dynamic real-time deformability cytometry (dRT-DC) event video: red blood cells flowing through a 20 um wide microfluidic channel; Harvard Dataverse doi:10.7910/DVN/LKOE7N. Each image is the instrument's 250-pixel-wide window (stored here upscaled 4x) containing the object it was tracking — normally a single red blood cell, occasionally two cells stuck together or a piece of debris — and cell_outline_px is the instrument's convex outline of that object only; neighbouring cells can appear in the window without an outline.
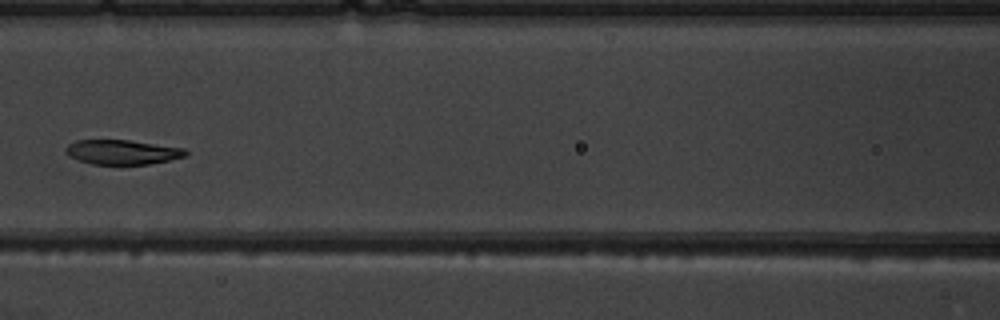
{"species": "common noctule bat (a hibernating species)", "species_latin": "Nyctalus noctula", "temperature_condition": "warm", "stored_images_in_passage": 6, "camera_frame_rate_fps": 3000, "um_per_image_px": 0.085, "animal": {"sex": "male", "body_mass_g": 19.5, "forearm_length_mm": 54.6}, "frame": {"image": 1, "passage_image": 5, "time_ms": 5.0, "image_size_px": [1000, 320], "cell_outline_px": [[188, 156], [148, 164], [92, 164], [68, 156], [64, 152], [64, 148], [68, 144], [76, 140], [128, 140], [184, 148], [188, 152]], "centroid_in_image_um": [10.37, 12.92], "position_along_channel_um": 156.2, "area_um2": 17.17}}
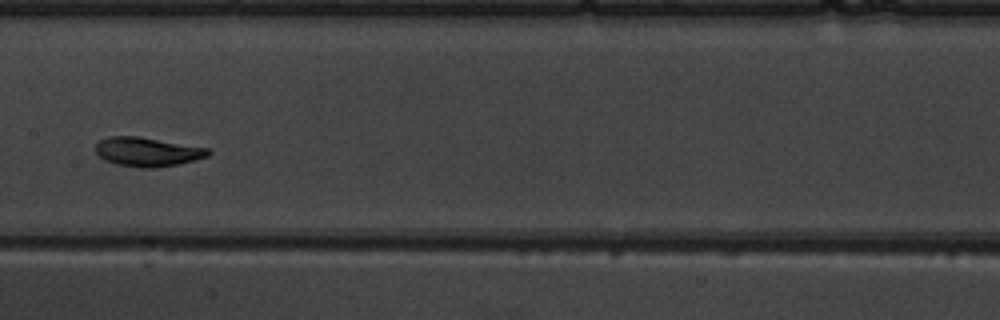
{"frame": {"image": 2, "passage_image": 6, "time_ms": 6.0, "image_size_px": [1000, 320], "cell_outline_px": [[212, 152], [208, 156], [196, 160], [156, 168], [140, 168], [116, 164], [104, 160], [96, 152], [96, 144], [100, 140], [108, 136], [140, 136], [212, 148]], "centroid_in_image_um": [12.58, 12.9], "position_along_channel_um": 194.8, "area_um2": 19.42}}